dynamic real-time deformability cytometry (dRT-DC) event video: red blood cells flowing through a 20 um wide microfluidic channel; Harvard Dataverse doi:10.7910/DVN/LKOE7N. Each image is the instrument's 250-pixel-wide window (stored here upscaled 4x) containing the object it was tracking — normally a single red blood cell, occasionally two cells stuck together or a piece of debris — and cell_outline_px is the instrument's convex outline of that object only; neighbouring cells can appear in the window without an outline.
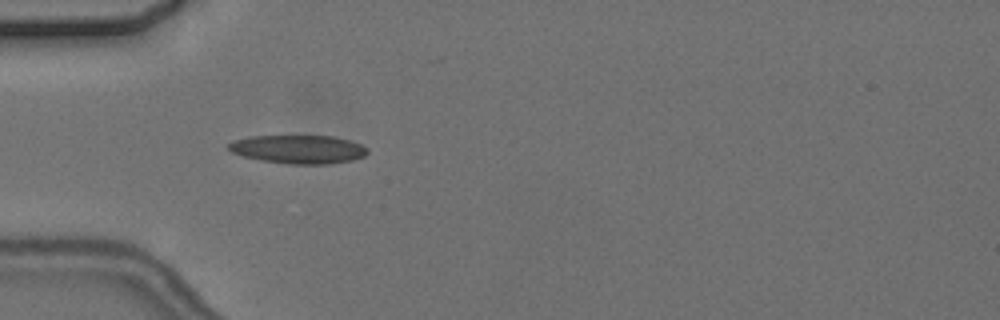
{"species": "common noctule bat (a hibernating species)", "species_latin": "Nyctalus noctula", "temperature_condition": "cold", "stored_images_in_passage": 5, "camera_frame_rate_fps": 3000, "um_per_image_px": 0.085, "animal": {"sex": "female", "body_mass_g": 24.6, "forearm_length_mm": 56.2}, "frame": {"image": 1, "passage_image": 4, "time_ms": 5.0, "image_size_px": [1000, 320], "cell_outline_px": [[368, 152], [364, 156], [352, 160], [328, 164], [292, 164], [260, 160], [244, 156], [232, 152], [228, 148], [228, 144], [232, 140], [252, 136], [332, 136], [348, 140], [360, 144], [368, 148]], "centroid_in_image_um": [25.36, 12.69], "position_along_channel_um": 59.6, "area_um2": 22.95}}
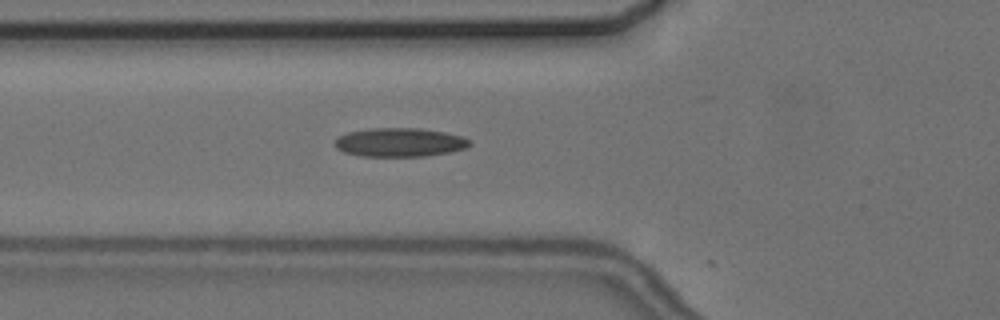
{"frame": {"image": 2, "passage_image": 5, "time_ms": 6.0, "image_size_px": [1000, 320], "cell_outline_px": [[472, 144], [468, 148], [448, 152], [424, 156], [360, 156], [344, 152], [336, 148], [336, 140], [340, 136], [348, 132], [368, 128], [420, 128], [444, 132], [460, 136], [472, 140]], "centroid_in_image_um": [34.0, 12.09], "position_along_channel_um": 91.8, "area_um2": 22.6}}